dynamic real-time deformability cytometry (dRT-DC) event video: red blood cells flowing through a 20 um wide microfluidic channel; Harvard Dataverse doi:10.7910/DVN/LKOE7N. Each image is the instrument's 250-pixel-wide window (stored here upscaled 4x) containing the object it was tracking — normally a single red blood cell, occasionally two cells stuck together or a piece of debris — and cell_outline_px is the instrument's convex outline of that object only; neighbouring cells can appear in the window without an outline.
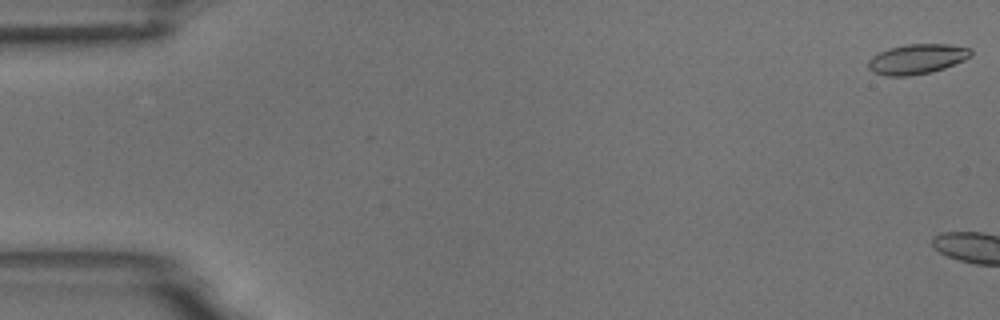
{"species": "common noctule bat (a hibernating species)", "species_latin": "Nyctalus noctula", "temperature_condition": "room temperature", "stored_images_in_passage": 10, "camera_frame_rate_fps": 3000, "um_per_image_px": 0.085, "animal": {"sex": "male", "body_mass_g": 18.8}, "frame": {"image": 1, "passage_image": 1, "time_ms": 0.0, "image_size_px": [1000, 320], "cell_outline_px": [[972, 56], [964, 60], [944, 68], [932, 72], [908, 76], [884, 76], [872, 72], [868, 68], [868, 60], [872, 56], [888, 48], [908, 44], [948, 44], [972, 48]], "centroid_in_image_um": [77.94, 5.02], "position_along_channel_um": 7.1, "area_um2": 18.09}}
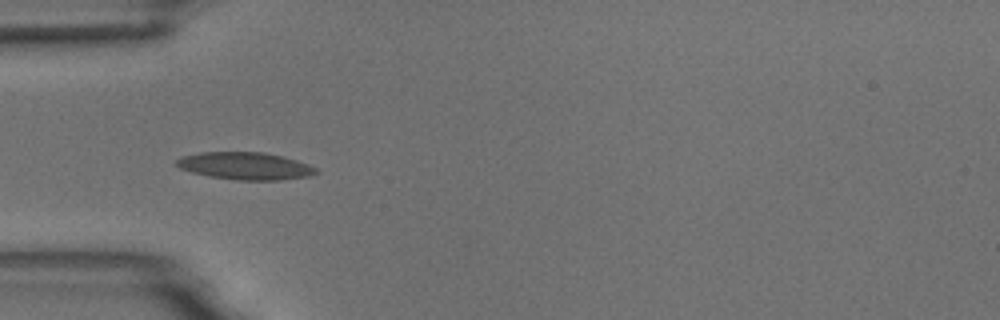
{"frame": {"image": 2, "passage_image": 6, "time_ms": 6.667, "image_size_px": [1000, 320], "cell_outline_px": [[320, 172], [312, 176], [280, 180], [240, 180], [208, 176], [192, 172], [180, 168], [176, 164], [176, 160], [184, 156], [200, 152], [264, 152], [296, 160], [308, 164], [316, 168]], "centroid_in_image_um": [20.88, 14.11], "position_along_channel_um": 64.1, "area_um2": 22.2}}